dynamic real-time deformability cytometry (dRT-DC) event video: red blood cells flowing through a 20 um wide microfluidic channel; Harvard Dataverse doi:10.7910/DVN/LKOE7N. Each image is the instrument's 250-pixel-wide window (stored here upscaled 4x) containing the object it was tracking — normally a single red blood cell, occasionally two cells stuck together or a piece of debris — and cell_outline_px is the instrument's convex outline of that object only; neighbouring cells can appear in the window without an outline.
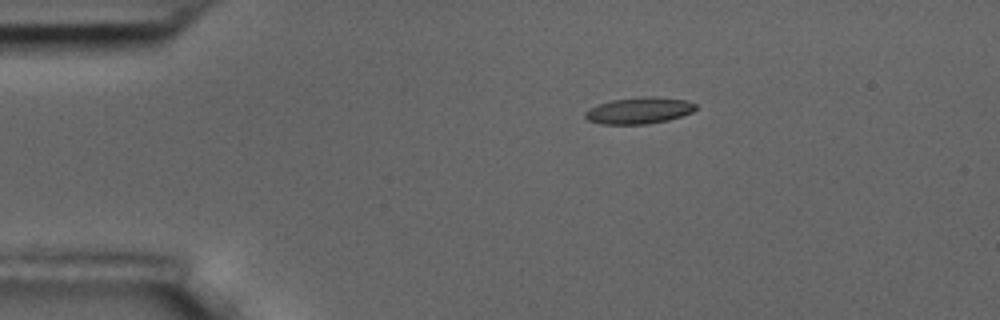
{"species": "common noctule bat (a hibernating species)", "species_latin": "Nyctalus noctula", "temperature_condition": "room temperature", "stored_images_in_passage": 3, "camera_frame_rate_fps": 3000, "um_per_image_px": 0.085, "animal": {"sex": "male", "body_mass_g": 17.5, "forearm_length_mm": 52.3}, "frame": {"image": 1, "passage_image": 1, "time_ms": 0.0, "image_size_px": [1000, 320], "cell_outline_px": [[696, 108], [692, 112], [668, 120], [644, 124], [600, 124], [588, 120], [584, 116], [584, 112], [588, 108], [612, 100], [644, 96], [652, 96], [684, 100], [696, 104]], "centroid_in_image_um": [54.28, 9.39], "position_along_channel_um": 30.7, "area_um2": 16.94}}